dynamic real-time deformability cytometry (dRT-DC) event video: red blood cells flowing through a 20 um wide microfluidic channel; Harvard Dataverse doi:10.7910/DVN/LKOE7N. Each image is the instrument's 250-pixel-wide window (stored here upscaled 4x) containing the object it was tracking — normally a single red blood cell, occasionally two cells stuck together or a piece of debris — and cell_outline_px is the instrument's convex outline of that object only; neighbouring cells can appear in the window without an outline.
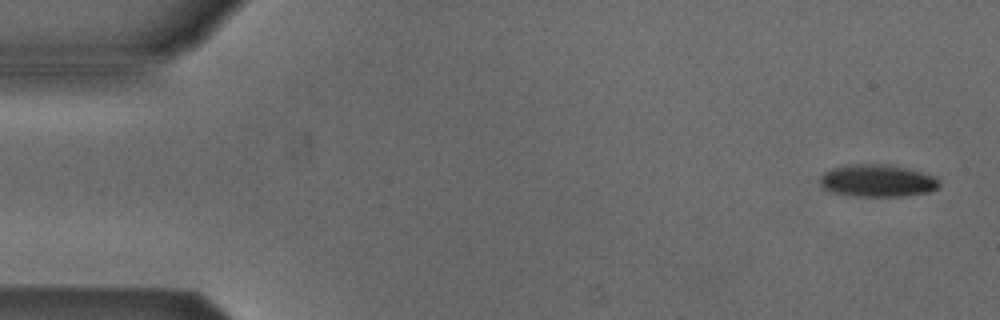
{"species": "Egyptian fruit bat (a non-hibernating species)", "species_latin": "Rousettus aegyptiacus", "temperature_condition": "cold", "stored_images_in_passage": 4, "camera_frame_rate_fps": 3000, "um_per_image_px": 0.085, "animal": {"sex": "male"}, "frame": {"image": 1, "passage_image": 1, "time_ms": 0.0, "image_size_px": [1000, 320], "cell_outline_px": [[940, 188], [932, 192], [904, 196], [852, 196], [832, 192], [824, 188], [820, 184], [820, 176], [824, 172], [832, 168], [856, 164], [884, 164], [908, 168], [932, 176], [940, 180]], "centroid_in_image_um": [74.61, 15.37], "position_along_channel_um": 10.4, "area_um2": 22.54}}
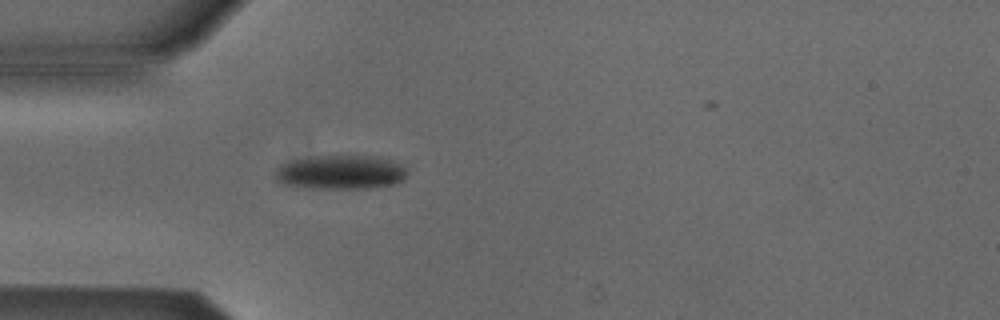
{"frame": {"image": 2, "passage_image": 4, "time_ms": 4.333, "image_size_px": [1000, 320], "cell_outline_px": [[404, 180], [396, 184], [368, 188], [308, 188], [280, 184], [276, 180], [276, 172], [280, 164], [292, 160], [316, 156], [380, 156], [392, 160], [400, 164], [404, 168]], "centroid_in_image_um": [28.93, 14.64], "position_along_channel_um": 56.1, "area_um2": 26.24}}